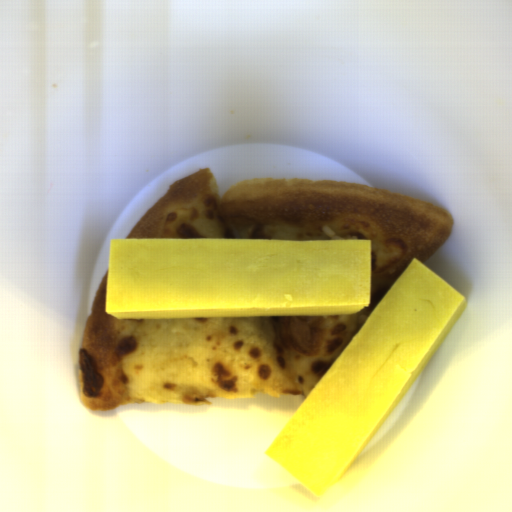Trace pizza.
Listing matches in <instances>:
<instances>
[{"instance_id":"pizza-1","label":"pizza","mask_w":512,"mask_h":512,"mask_svg":"<svg viewBox=\"0 0 512 512\" xmlns=\"http://www.w3.org/2000/svg\"><path fill=\"white\" fill-rule=\"evenodd\" d=\"M453 213L386 189L268 177L219 194L211 167L191 172L125 239L371 240V301L355 314L116 319L105 314L108 271L87 316L80 404L111 412L207 399L303 396L339 358L410 265L452 232Z\"/></svg>"}]
</instances>
